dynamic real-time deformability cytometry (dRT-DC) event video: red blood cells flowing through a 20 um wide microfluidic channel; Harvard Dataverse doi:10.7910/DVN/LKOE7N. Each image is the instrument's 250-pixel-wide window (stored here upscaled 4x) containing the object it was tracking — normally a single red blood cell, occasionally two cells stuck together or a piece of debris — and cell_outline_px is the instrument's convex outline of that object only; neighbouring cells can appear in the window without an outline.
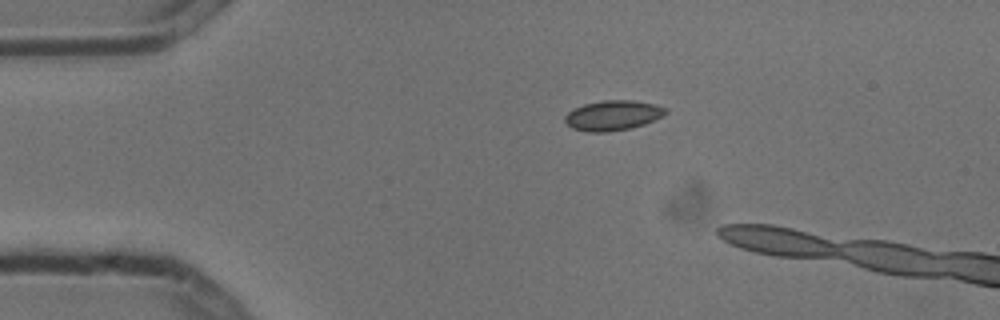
{"species": "common noctule bat (a hibernating species)", "species_latin": "Nyctalus noctula", "temperature_condition": "cold", "stored_images_in_passage": 2, "camera_frame_rate_fps": 3000, "um_per_image_px": 0.085, "animal": {"sex": "male", "body_mass_g": 13.3}, "frame": {"image": 1, "passage_image": 1, "time_ms": 0.0, "image_size_px": [1000, 320], "cell_outline_px": [[668, 112], [644, 124], [628, 128], [608, 132], [588, 132], [572, 128], [564, 120], [564, 116], [568, 112], [584, 104], [604, 100], [632, 100], [656, 104], [664, 108]], "centroid_in_image_um": [52.06, 9.8], "position_along_channel_um": 32.9, "area_um2": 17.34}}